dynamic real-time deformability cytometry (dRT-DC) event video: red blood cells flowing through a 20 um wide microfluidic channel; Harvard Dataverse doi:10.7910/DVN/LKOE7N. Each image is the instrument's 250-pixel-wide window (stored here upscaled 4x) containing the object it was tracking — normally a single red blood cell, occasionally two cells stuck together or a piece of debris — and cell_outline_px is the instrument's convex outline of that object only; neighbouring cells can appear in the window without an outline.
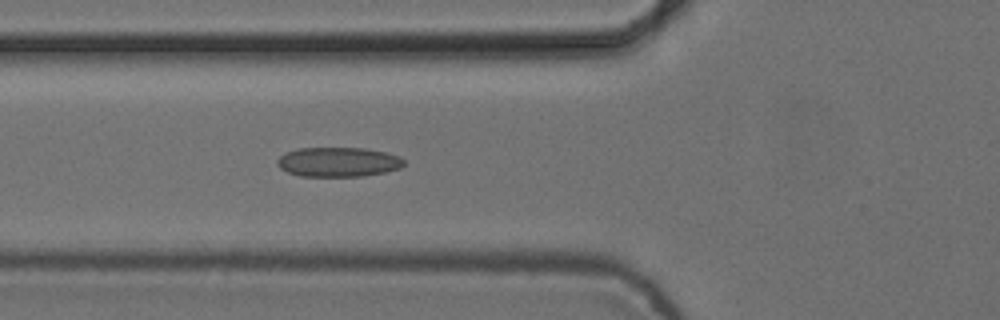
{"species": "common noctule bat (a hibernating species)", "species_latin": "Nyctalus noctula", "temperature_condition": "cold", "stored_images_in_passage": 6, "camera_frame_rate_fps": 3000, "um_per_image_px": 0.085, "animal": {"sex": "female", "body_mass_g": 24.6, "forearm_length_mm": 56.2}, "frame": {"image": 1, "passage_image": 6, "time_ms": 1.667, "image_size_px": [1000, 320], "cell_outline_px": [[404, 164], [400, 168], [384, 172], [360, 176], [300, 176], [288, 172], [280, 168], [276, 164], [276, 160], [284, 152], [296, 148], [364, 148], [388, 152], [400, 156], [404, 160]], "centroid_in_image_um": [28.73, 13.76], "position_along_channel_um": 97.1, "area_um2": 21.96}}